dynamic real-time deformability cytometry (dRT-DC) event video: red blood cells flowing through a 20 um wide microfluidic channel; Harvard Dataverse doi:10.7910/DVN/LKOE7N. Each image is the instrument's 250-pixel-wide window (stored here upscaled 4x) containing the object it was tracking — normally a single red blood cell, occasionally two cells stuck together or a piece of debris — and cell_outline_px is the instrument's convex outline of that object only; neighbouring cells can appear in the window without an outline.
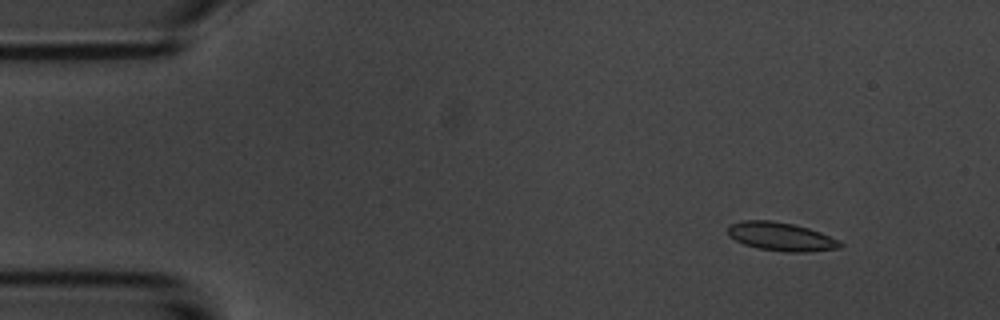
{"species": "common noctule bat (a hibernating species)", "species_latin": "Nyctalus noctula", "temperature_condition": "room temperature", "stored_images_in_passage": 5, "camera_frame_rate_fps": 3000, "um_per_image_px": 0.085, "animal": {"sex": "male", "body_mass_g": 20.1, "forearm_length_mm": 53.5}, "frame": {"image": 1, "passage_image": 2, "time_ms": 1.333, "image_size_px": [1000, 320], "cell_outline_px": [[844, 244], [840, 248], [804, 252], [784, 252], [756, 248], [744, 244], [728, 236], [728, 224], [744, 220], [772, 220], [792, 224], [808, 228], [820, 232], [840, 240]], "centroid_in_image_um": [66.38, 20.11], "position_along_channel_um": 18.6, "area_um2": 18.79}}
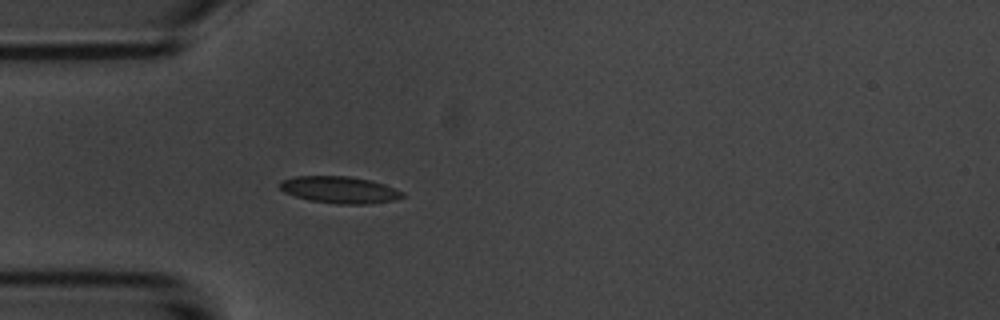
{"frame": {"image": 2, "passage_image": 5, "time_ms": 4.667, "image_size_px": [1000, 320], "cell_outline_px": [[404, 196], [392, 200], [368, 204], [336, 204], [308, 200], [284, 192], [280, 188], [280, 180], [296, 176], [348, 176], [368, 180], [384, 184], [404, 192]], "centroid_in_image_um": [28.84, 16.13], "position_along_channel_um": 56.2, "area_um2": 19.07}}